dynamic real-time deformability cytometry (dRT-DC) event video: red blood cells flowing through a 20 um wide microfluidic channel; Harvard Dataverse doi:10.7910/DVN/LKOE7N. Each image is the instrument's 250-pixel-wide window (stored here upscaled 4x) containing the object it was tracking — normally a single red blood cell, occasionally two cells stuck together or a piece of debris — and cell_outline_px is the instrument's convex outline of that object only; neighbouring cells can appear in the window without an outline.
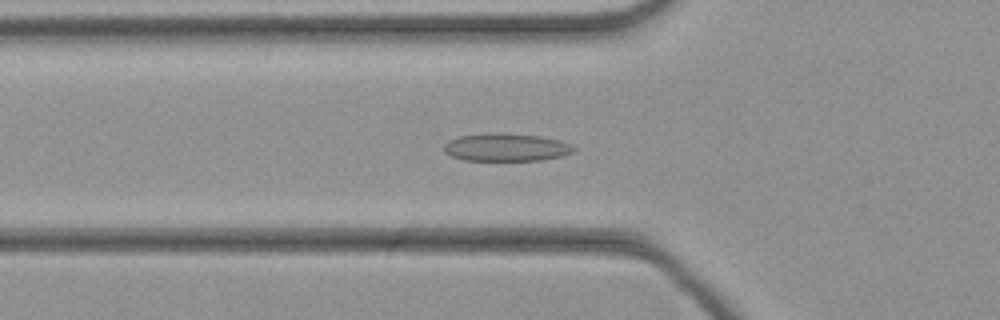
{"species": "common noctule bat (a hibernating species)", "species_latin": "Nyctalus noctula", "temperature_condition": "cold", "stored_images_in_passage": 45, "camera_frame_rate_fps": 3000, "um_per_image_px": 0.085, "animal": {"sex": "female", "body_mass_g": 21.9}, "frame": {"image": 1, "passage_image": 15, "time_ms": 4.667, "image_size_px": [1000, 320], "cell_outline_px": [[576, 152], [560, 156], [540, 160], [464, 160], [452, 156], [444, 152], [444, 144], [448, 140], [460, 136], [488, 132], [504, 132], [540, 136], [560, 140], [572, 144], [576, 148]], "centroid_in_image_um": [43.04, 12.5], "position_along_channel_um": 82.8, "area_um2": 21.33}}
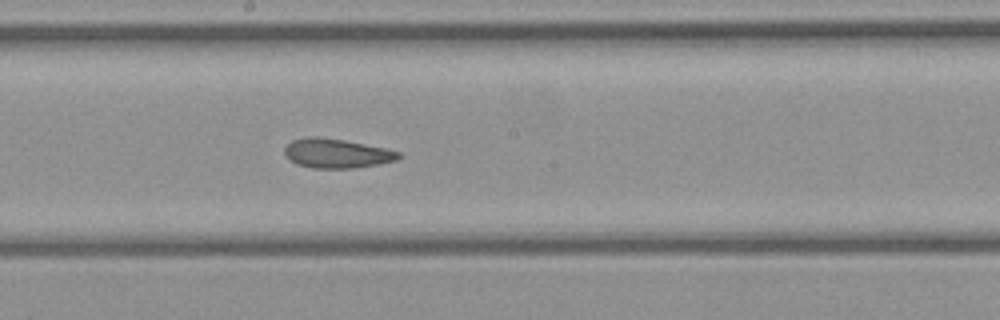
{"frame": {"image": 2, "passage_image": 24, "time_ms": 7.667, "image_size_px": [1000, 320], "cell_outline_px": [[400, 156], [396, 160], [380, 164], [352, 168], [312, 168], [296, 164], [284, 152], [284, 148], [292, 140], [312, 136], [316, 136], [344, 140], [384, 148], [400, 152]], "centroid_in_image_um": [28.61, 13.04], "position_along_channel_um": 219.6, "area_um2": 19.25}}
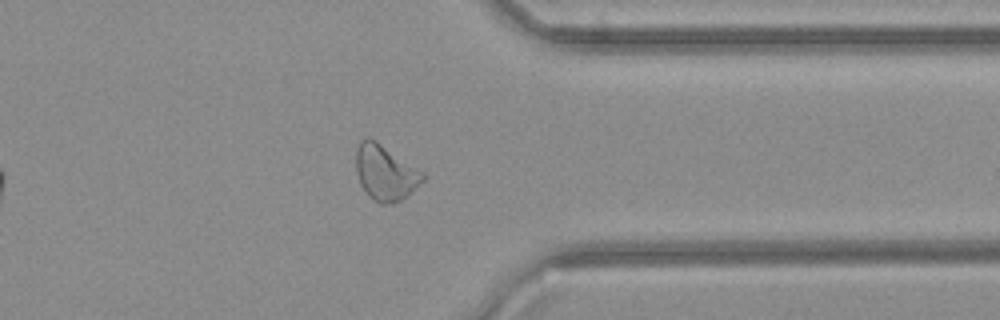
{"frame": {"image": 3, "passage_image": 35, "time_ms": 11.333, "image_size_px": [1000, 320], "cell_outline_px": [[424, 180], [408, 196], [392, 204], [380, 204], [368, 196], [360, 184], [356, 172], [356, 148], [360, 140], [376, 140], [424, 172]], "centroid_in_image_um": [32.75, 14.7], "position_along_channel_um": 378.6, "area_um2": 21.56}}